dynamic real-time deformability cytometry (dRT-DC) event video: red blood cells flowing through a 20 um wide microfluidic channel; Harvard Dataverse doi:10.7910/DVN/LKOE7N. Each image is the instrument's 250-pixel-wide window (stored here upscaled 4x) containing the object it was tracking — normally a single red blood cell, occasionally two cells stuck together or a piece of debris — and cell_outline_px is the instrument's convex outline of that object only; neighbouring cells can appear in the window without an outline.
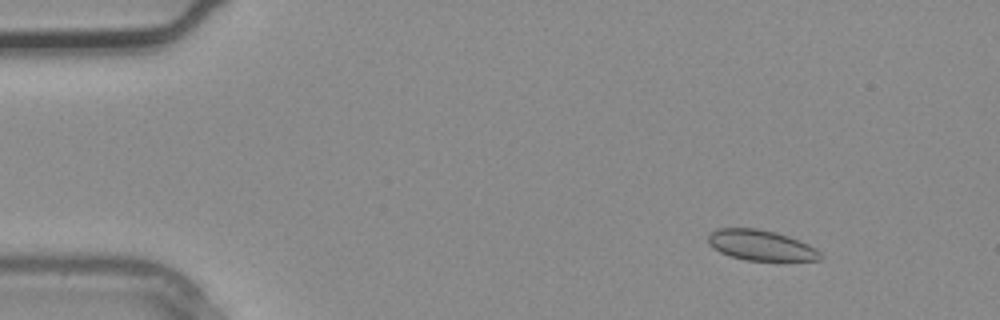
{"species": "common noctule bat (a hibernating species)", "species_latin": "Nyctalus noctula", "temperature_condition": "warm", "stored_images_in_passage": 3, "camera_frame_rate_fps": 3000, "um_per_image_px": 0.085, "animal": {"sex": "male", "body_mass_g": 20.4}, "frame": {"image": 1, "passage_image": 1, "time_ms": 0.0, "image_size_px": [1000, 320], "cell_outline_px": [[824, 256], [820, 260], [780, 264], [748, 260], [732, 256], [720, 252], [712, 248], [708, 244], [708, 236], [716, 228], [756, 228], [776, 232], [788, 236], [808, 244], [816, 248]], "centroid_in_image_um": [64.77, 20.91], "position_along_channel_um": 20.2, "area_um2": 20.87}}